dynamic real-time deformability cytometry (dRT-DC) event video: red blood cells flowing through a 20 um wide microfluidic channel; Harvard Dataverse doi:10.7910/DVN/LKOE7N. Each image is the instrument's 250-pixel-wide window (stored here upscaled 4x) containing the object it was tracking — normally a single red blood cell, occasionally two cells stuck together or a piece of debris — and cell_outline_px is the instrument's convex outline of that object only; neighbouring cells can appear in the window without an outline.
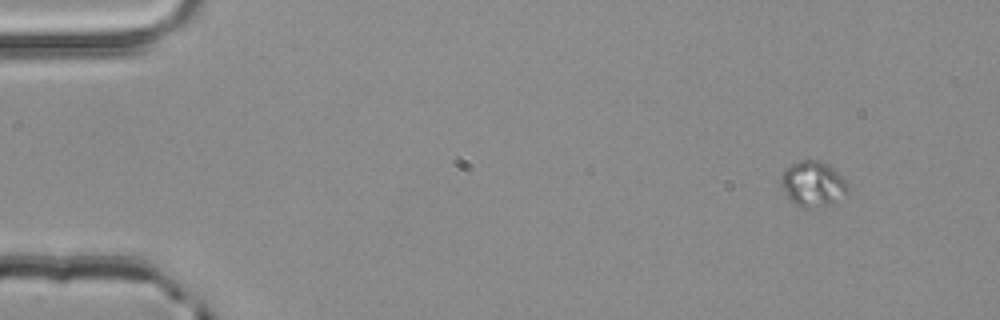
{"species": "common noctule bat (a hibernating species)", "species_latin": "Nyctalus noctula", "temperature_condition": "room temperature", "stored_images_in_passage": 3, "camera_frame_rate_fps": 3000, "um_per_image_px": 0.085, "animal": {"sex": "male", "body_mass_g": 20.4}, "frame": {"image": 1, "passage_image": 1, "time_ms": 0.0, "image_size_px": [1000, 320], "cell_outline_px": [[848, 196], [824, 204], [804, 208], [796, 204], [788, 196], [780, 184], [780, 176], [784, 168], [800, 160], [820, 160], [828, 164], [848, 184]], "centroid_in_image_um": [69.08, 15.59], "position_along_channel_um": 15.9, "area_um2": 17.34}}